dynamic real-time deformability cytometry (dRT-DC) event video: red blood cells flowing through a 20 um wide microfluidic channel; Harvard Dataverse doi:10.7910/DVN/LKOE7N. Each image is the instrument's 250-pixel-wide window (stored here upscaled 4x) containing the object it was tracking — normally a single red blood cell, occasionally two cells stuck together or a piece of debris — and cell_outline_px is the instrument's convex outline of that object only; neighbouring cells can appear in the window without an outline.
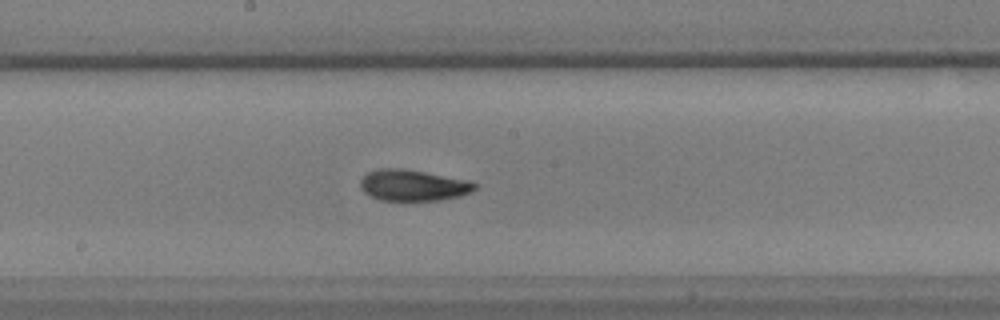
{"species": "common noctule bat (a hibernating species)", "species_latin": "Nyctalus noctula", "temperature_condition": "warm", "stored_images_in_passage": 31, "camera_frame_rate_fps": 3000, "um_per_image_px": 0.085, "animal": {"sex": "male", "body_mass_g": 17.9, "forearm_length_mm": 54.2}, "frame": {"image": 1, "passage_image": 11, "time_ms": 3.333, "image_size_px": [1000, 320], "cell_outline_px": [[480, 184], [472, 192], [460, 196], [440, 200], [380, 200], [364, 192], [360, 188], [360, 180], [368, 172], [380, 168], [400, 168], [424, 172], [468, 180]], "centroid_in_image_um": [35.13, 15.75], "position_along_channel_um": 213.1, "area_um2": 20.75}}
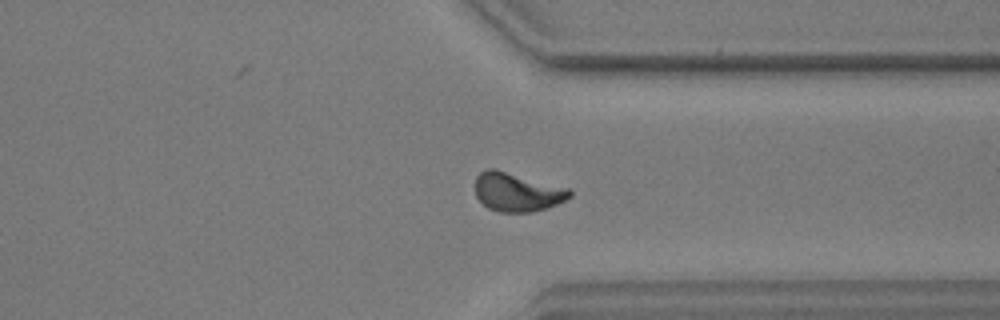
{"frame": {"image": 2, "passage_image": 22, "time_ms": 7.0, "image_size_px": [1000, 320], "cell_outline_px": [[572, 196], [556, 204], [532, 212], [500, 212], [488, 208], [476, 196], [476, 176], [480, 172], [488, 168], [496, 168], [568, 188], [572, 192]], "centroid_in_image_um": [43.94, 16.31], "position_along_channel_um": 367.5, "area_um2": 21.27}}
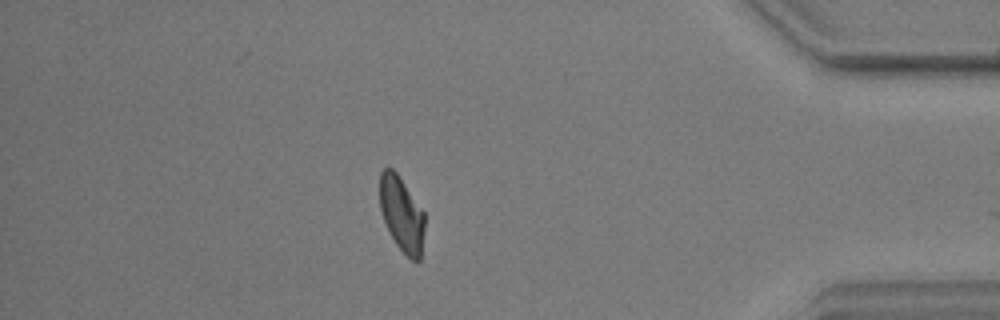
{"frame": {"image": 3, "passage_image": 27, "time_ms": 8.667, "image_size_px": [1000, 320], "cell_outline_px": [[424, 228], [420, 260], [412, 260], [396, 244], [384, 220], [380, 208], [380, 172], [384, 168], [392, 168], [396, 172], [424, 212]], "centroid_in_image_um": [34.14, 18.18], "position_along_channel_um": 401.1, "area_um2": 19.13}}